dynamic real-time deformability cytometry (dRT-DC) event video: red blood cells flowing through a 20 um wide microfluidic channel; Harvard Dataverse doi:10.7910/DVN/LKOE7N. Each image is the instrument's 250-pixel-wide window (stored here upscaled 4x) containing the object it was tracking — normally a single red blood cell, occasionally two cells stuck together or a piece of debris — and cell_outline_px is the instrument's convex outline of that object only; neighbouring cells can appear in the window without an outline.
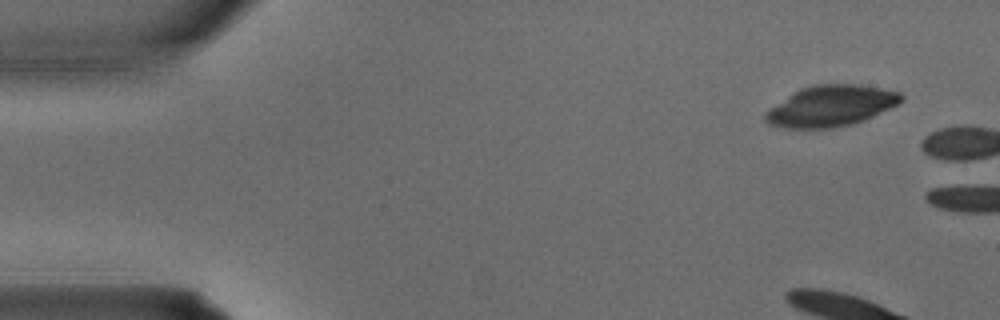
{"species": "common noctule bat (a hibernating species)", "species_latin": "Nyctalus noctula", "temperature_condition": "warm", "stored_images_in_passage": 4, "camera_frame_rate_fps": 3000, "um_per_image_px": 0.085, "animal": {"sex": "male", "body_mass_g": 15.6}, "frame": {"image": 1, "passage_image": 1, "time_ms": 0.0, "image_size_px": [1000, 320], "cell_outline_px": [[904, 100], [900, 104], [864, 120], [852, 124], [832, 128], [788, 128], [768, 124], [764, 120], [764, 112], [792, 92], [800, 88], [812, 84], [860, 84], [900, 92], [904, 96]], "centroid_in_image_um": [70.63, 8.99], "position_along_channel_um": 14.4, "area_um2": 32.71}}